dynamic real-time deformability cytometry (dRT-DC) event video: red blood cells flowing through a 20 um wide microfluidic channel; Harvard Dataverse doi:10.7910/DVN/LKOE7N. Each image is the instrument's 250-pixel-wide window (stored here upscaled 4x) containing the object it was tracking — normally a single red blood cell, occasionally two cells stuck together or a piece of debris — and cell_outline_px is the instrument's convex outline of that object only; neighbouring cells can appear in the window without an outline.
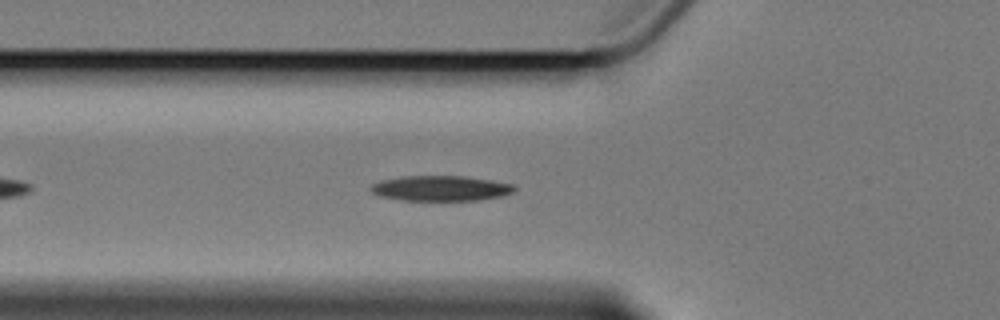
{"species": "Egyptian fruit bat (a non-hibernating species)", "species_latin": "Rousettus aegyptiacus", "temperature_condition": "cold", "stored_images_in_passage": 5, "camera_frame_rate_fps": 3000, "um_per_image_px": 0.085, "animal": {"sex": "female"}, "frame": {"image": 1, "passage_image": 5, "time_ms": 5.333, "image_size_px": [1000, 320], "cell_outline_px": [[516, 192], [504, 196], [480, 200], [400, 200], [380, 196], [372, 192], [368, 188], [372, 184], [384, 180], [404, 176], [464, 176], [492, 180], [512, 184], [516, 188]], "centroid_in_image_um": [37.51, 16.01], "position_along_channel_um": 88.3, "area_um2": 21.21}}